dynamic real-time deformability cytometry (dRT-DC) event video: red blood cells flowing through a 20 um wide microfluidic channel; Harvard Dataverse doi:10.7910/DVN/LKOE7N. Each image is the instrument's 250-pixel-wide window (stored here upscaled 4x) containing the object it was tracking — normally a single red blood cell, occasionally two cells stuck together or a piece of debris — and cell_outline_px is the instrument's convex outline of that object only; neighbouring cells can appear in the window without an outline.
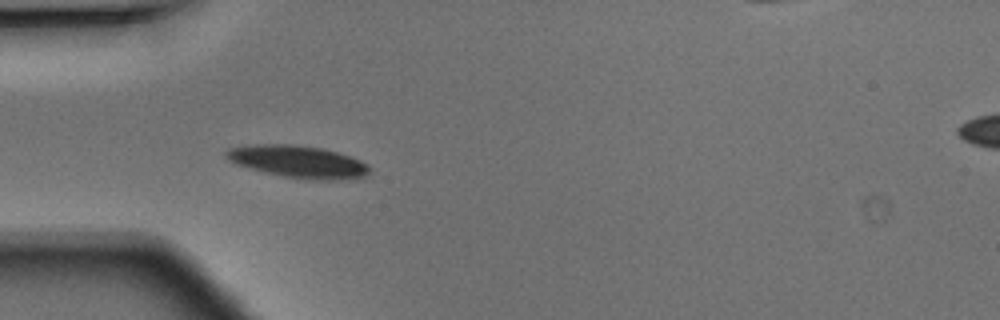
{"species": "Egyptian fruit bat (a non-hibernating species)", "species_latin": "Rousettus aegyptiacus", "temperature_condition": "warm", "stored_images_in_passage": 30, "camera_frame_rate_fps": 3000, "um_per_image_px": 0.085, "animal": {"sex": "male"}, "frame": {"image": 1, "passage_image": 4, "time_ms": 1.0, "image_size_px": [1000, 320], "cell_outline_px": [[372, 168], [364, 176], [348, 180], [312, 180], [284, 176], [264, 172], [236, 164], [228, 160], [224, 156], [224, 152], [228, 148], [256, 144], [292, 144], [324, 148], [360, 160], [368, 164]], "centroid_in_image_um": [25.34, 13.74], "position_along_channel_um": 59.7, "area_um2": 27.11}}
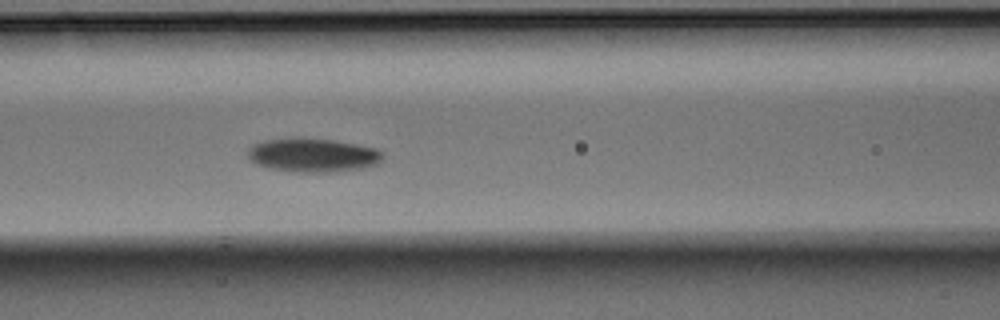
{"frame": {"image": 2, "passage_image": 10, "time_ms": 3.0, "image_size_px": [1000, 320], "cell_outline_px": [[384, 156], [376, 164], [360, 168], [336, 172], [288, 172], [268, 168], [256, 164], [248, 156], [248, 152], [256, 144], [264, 140], [292, 136], [300, 136], [336, 140], [376, 148]], "centroid_in_image_um": [26.57, 13.17], "position_along_channel_um": 140.0, "area_um2": 26.93}}
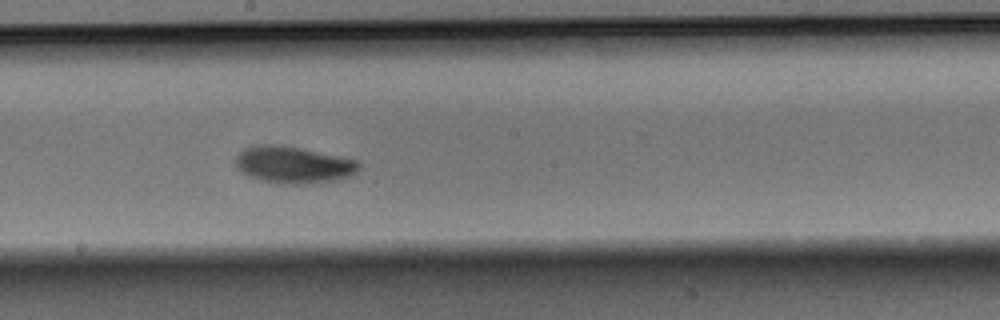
{"frame": {"image": 3, "passage_image": 16, "time_ms": 5.0, "image_size_px": [1000, 320], "cell_outline_px": [[360, 168], [352, 176], [332, 180], [308, 184], [276, 184], [260, 180], [248, 176], [236, 164], [236, 152], [244, 148], [264, 144], [272, 144], [300, 148], [340, 156], [356, 160], [360, 164]], "centroid_in_image_um": [24.93, 14.01], "position_along_channel_um": 223.3, "area_um2": 26.47}}